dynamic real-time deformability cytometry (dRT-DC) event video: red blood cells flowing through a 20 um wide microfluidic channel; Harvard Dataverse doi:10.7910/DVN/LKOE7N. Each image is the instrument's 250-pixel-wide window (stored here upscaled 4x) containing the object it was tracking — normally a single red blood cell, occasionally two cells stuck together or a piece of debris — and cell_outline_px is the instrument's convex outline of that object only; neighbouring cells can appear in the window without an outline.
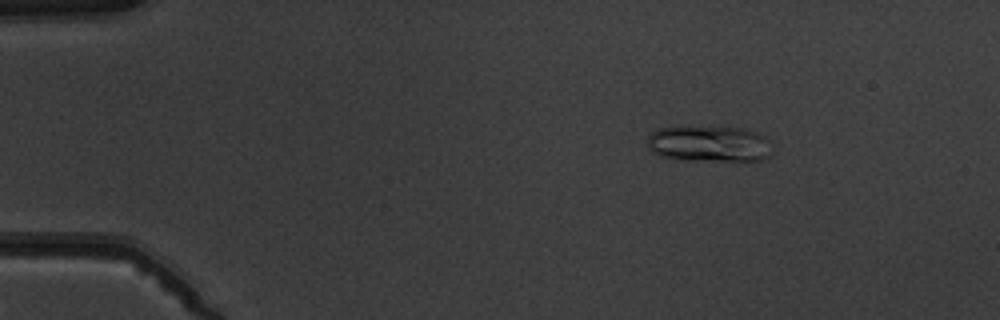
{"species": "common noctule bat (a hibernating species)", "species_latin": "Nyctalus noctula", "temperature_condition": "warm", "stored_images_in_passage": 4, "camera_frame_rate_fps": 3000, "um_per_image_px": 0.085, "animal": {"sex": "male", "body_mass_g": 19.5, "forearm_length_mm": 54.6}, "frame": {"image": 1, "passage_image": 1, "time_ms": 0.0, "image_size_px": [1000, 320], "cell_outline_px": [[772, 156], [764, 160], [692, 160], [660, 156], [652, 152], [648, 148], [648, 136], [652, 132], [660, 128], [676, 124], [744, 128], [756, 132], [764, 136], [768, 140], [772, 152]], "centroid_in_image_um": [60.26, 12.18], "position_along_channel_um": 24.7, "area_um2": 27.05}}